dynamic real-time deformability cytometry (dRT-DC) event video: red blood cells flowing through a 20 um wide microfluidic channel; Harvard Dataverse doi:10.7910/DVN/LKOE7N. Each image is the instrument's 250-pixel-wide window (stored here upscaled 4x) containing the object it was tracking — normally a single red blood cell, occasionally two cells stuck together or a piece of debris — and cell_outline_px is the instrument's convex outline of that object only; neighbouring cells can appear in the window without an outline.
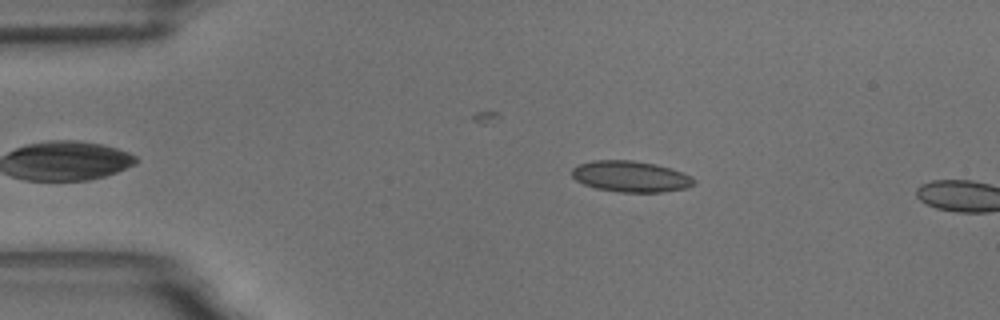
{"species": "common noctule bat (a hibernating species)", "species_latin": "Nyctalus noctula", "temperature_condition": "room temperature", "stored_images_in_passage": 8, "camera_frame_rate_fps": 3000, "um_per_image_px": 0.085, "animal": {"sex": "male", "body_mass_g": 18.8}, "frame": {"image": 1, "passage_image": 6, "time_ms": 1.667, "image_size_px": [1000, 320], "cell_outline_px": [[696, 184], [688, 188], [660, 192], [620, 192], [596, 188], [584, 184], [576, 180], [572, 176], [572, 168], [580, 164], [592, 160], [632, 160], [656, 164], [672, 168], [692, 176], [696, 180]], "centroid_in_image_um": [53.65, 15.0], "position_along_channel_um": 31.3, "area_um2": 22.25}}